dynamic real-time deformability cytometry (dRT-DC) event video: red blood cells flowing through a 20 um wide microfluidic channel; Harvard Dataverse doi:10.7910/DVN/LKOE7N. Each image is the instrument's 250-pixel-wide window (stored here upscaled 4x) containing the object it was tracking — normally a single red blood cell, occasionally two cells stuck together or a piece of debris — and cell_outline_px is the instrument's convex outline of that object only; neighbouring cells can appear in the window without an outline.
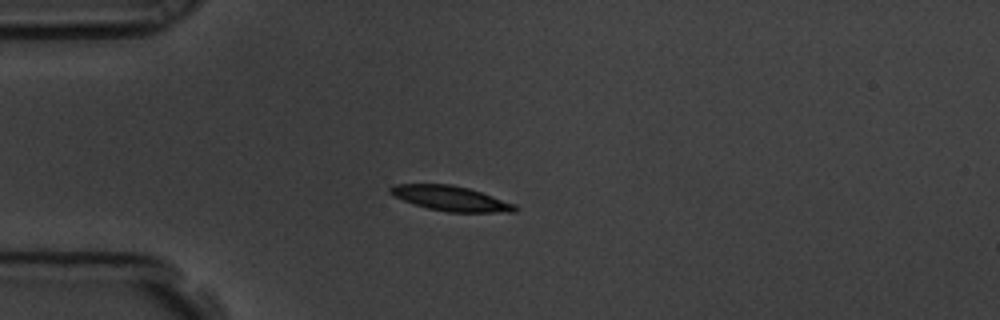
{"species": "common noctule bat (a hibernating species)", "species_latin": "Nyctalus noctula", "temperature_condition": "room temperature", "stored_images_in_passage": 11, "camera_frame_rate_fps": 3000, "um_per_image_px": 0.085, "animal": {"sex": "male", "body_mass_g": 19.5, "forearm_length_mm": 54.6}, "frame": {"image": 1, "passage_image": 5, "time_ms": 1.333, "image_size_px": [1000, 320], "cell_outline_px": [[520, 208], [516, 212], [448, 212], [428, 208], [404, 200], [388, 192], [388, 188], [392, 184], [452, 184], [468, 188], [516, 204]], "centroid_in_image_um": [38.34, 16.86], "position_along_channel_um": 46.7, "area_um2": 18.03}}
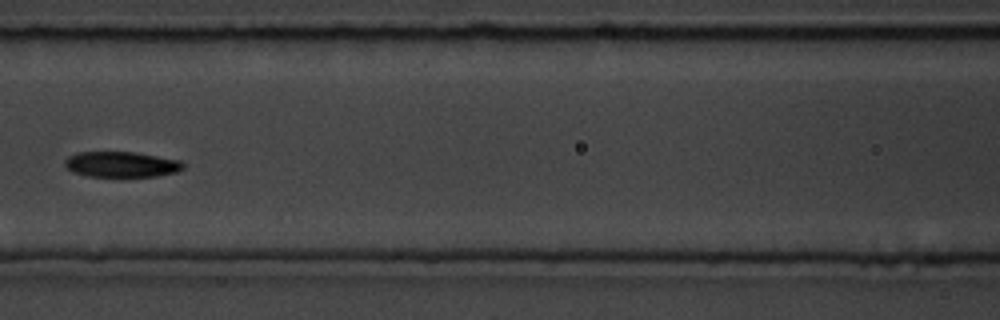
{"frame": {"image": 2, "passage_image": 8, "time_ms": 2.333, "image_size_px": [1000, 320], "cell_outline_px": [[184, 168], [176, 172], [156, 176], [88, 176], [72, 172], [64, 164], [64, 160], [68, 156], [76, 152], [136, 152], [180, 160], [184, 164]], "centroid_in_image_um": [10.3, 13.96], "position_along_channel_um": 156.3, "area_um2": 17.63}}
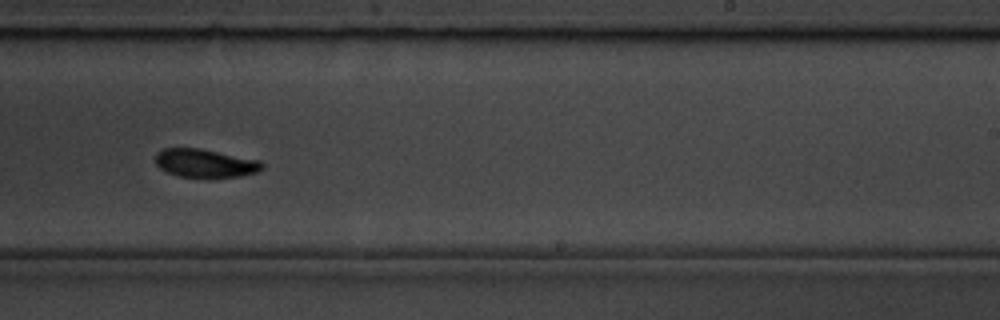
{"frame": {"image": 3, "passage_image": 11, "time_ms": 3.333, "image_size_px": [1000, 320], "cell_outline_px": [[264, 168], [256, 172], [240, 176], [208, 180], [180, 176], [168, 172], [160, 168], [156, 164], [156, 152], [164, 148], [200, 148], [260, 160], [264, 164]], "centroid_in_image_um": [17.46, 13.9], "position_along_channel_um": 271.5, "area_um2": 18.21}}